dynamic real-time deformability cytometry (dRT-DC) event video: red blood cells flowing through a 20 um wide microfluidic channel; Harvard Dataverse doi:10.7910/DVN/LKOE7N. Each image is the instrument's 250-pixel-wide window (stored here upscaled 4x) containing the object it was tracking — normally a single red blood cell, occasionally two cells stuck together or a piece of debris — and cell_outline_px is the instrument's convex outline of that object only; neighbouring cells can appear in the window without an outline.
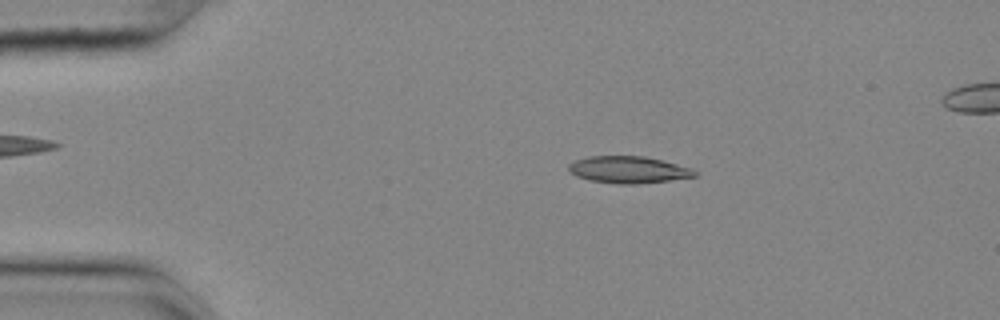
{"species": "common noctule bat (a hibernating species)", "species_latin": "Nyctalus noctula", "temperature_condition": "cold", "stored_images_in_passage": 55, "camera_frame_rate_fps": 3000, "um_per_image_px": 0.085, "animal": {"sex": "female", "body_mass_g": 25.1}, "frame": {"image": 1, "passage_image": 10, "time_ms": 3.0, "image_size_px": [1000, 320], "cell_outline_px": [[696, 176], [668, 180], [636, 184], [620, 184], [588, 180], [576, 176], [568, 168], [568, 164], [576, 160], [588, 156], [644, 156], [692, 168], [696, 172]], "centroid_in_image_um": [53.38, 14.42], "position_along_channel_um": 31.6, "area_um2": 19.54}}
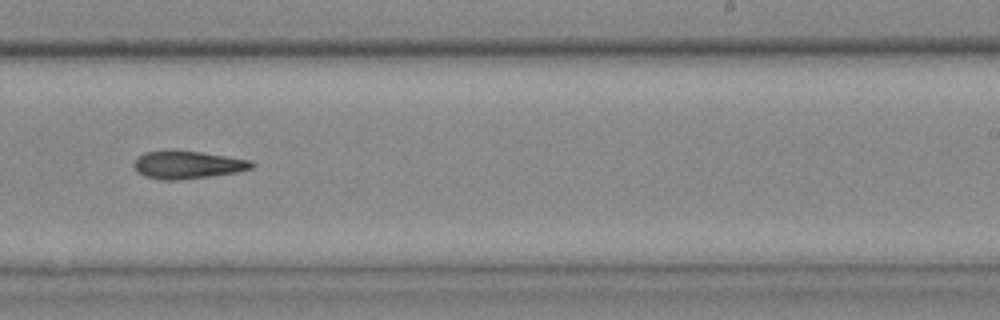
{"frame": {"image": 2, "passage_image": 34, "time_ms": 11.0, "image_size_px": [1000, 320], "cell_outline_px": [[256, 164], [252, 168], [236, 172], [208, 176], [176, 180], [164, 180], [144, 176], [132, 164], [144, 152], [168, 148], [176, 148], [248, 160]], "centroid_in_image_um": [15.89, 13.97], "position_along_channel_um": 273.1, "area_um2": 19.13}}
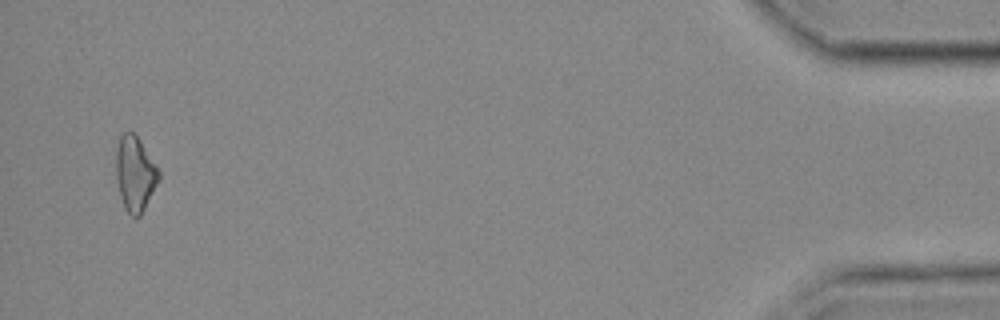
{"frame": {"image": 3, "passage_image": 53, "time_ms": 17.333, "image_size_px": [1000, 320], "cell_outline_px": [[160, 180], [140, 216], [132, 216], [124, 208], [120, 196], [116, 176], [116, 152], [120, 136], [124, 132], [132, 132], [136, 136], [160, 172]], "centroid_in_image_um": [11.47, 14.8], "position_along_channel_um": 423.7, "area_um2": 18.32}}